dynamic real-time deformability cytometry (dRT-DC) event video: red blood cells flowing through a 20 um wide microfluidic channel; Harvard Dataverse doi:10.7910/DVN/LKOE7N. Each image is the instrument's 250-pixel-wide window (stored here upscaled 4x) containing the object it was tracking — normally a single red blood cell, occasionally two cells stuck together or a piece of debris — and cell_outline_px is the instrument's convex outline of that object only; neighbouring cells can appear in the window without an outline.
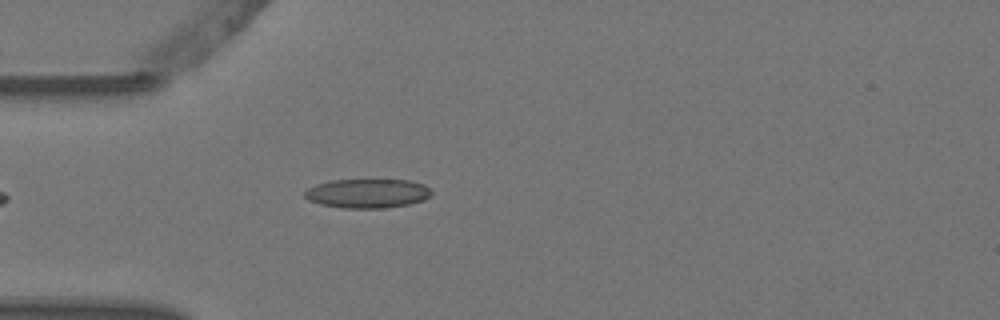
{"species": "Egyptian fruit bat (a non-hibernating species)", "species_latin": "Rousettus aegyptiacus", "temperature_condition": "warm", "stored_images_in_passage": 5, "camera_frame_rate_fps": 3000, "um_per_image_px": 0.085, "animal": {"sex": "female"}, "frame": {"image": 1, "passage_image": 5, "time_ms": 1.333, "image_size_px": [1000, 320], "cell_outline_px": [[432, 196], [424, 200], [408, 204], [384, 208], [344, 208], [320, 204], [308, 200], [304, 196], [304, 192], [308, 188], [316, 184], [332, 180], [408, 180], [424, 184], [432, 192]], "centroid_in_image_um": [31.24, 16.44], "position_along_channel_um": 53.8, "area_um2": 21.56}}